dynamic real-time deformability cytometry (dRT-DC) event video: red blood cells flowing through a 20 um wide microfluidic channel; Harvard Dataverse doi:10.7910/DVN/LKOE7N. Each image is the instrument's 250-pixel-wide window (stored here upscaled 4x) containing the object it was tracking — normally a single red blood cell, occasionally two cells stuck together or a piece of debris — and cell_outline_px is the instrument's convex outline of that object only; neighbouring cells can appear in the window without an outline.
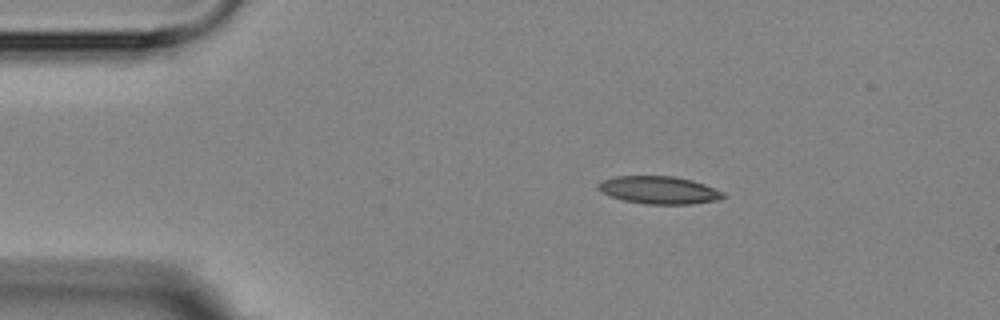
{"species": "Egyptian fruit bat (a non-hibernating species)", "species_latin": "Rousettus aegyptiacus", "temperature_condition": "room temperature", "stored_images_in_passage": 5, "camera_frame_rate_fps": 3000, "um_per_image_px": 0.085, "animal": {"sex": "female"}, "frame": {"image": 1, "passage_image": 2, "time_ms": 1.333, "image_size_px": [1000, 320], "cell_outline_px": [[724, 196], [720, 200], [688, 204], [644, 204], [624, 200], [600, 192], [596, 188], [604, 180], [616, 176], [672, 176], [692, 180], [704, 184], [724, 192]], "centroid_in_image_um": [56.03, 16.16], "position_along_channel_um": 29.0, "area_um2": 20.0}}
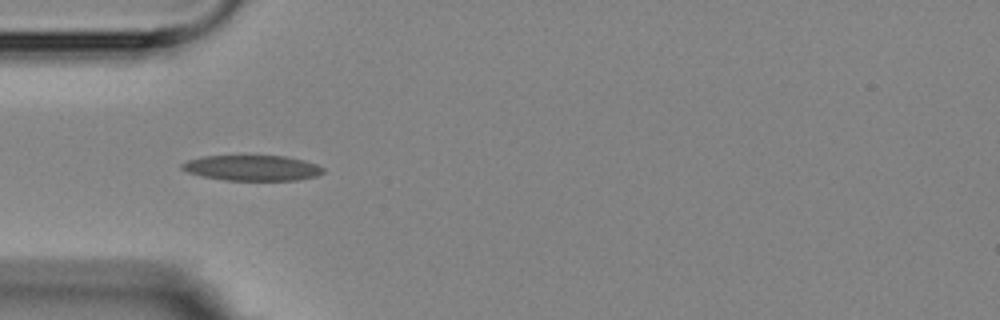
{"frame": {"image": 2, "passage_image": 4, "time_ms": 3.667, "image_size_px": [1000, 320], "cell_outline_px": [[324, 172], [316, 176], [296, 180], [224, 180], [200, 176], [188, 172], [180, 168], [180, 164], [188, 160], [204, 156], [284, 156], [304, 160], [316, 164], [324, 168]], "centroid_in_image_um": [21.42, 14.27], "position_along_channel_um": 63.6, "area_um2": 20.92}}
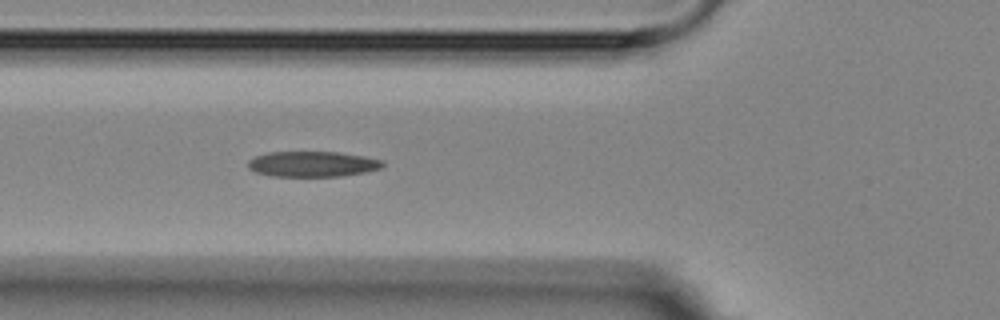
{"frame": {"image": 3, "passage_image": 5, "time_ms": 4.667, "image_size_px": [1000, 320], "cell_outline_px": [[384, 164], [380, 168], [364, 172], [340, 176], [272, 176], [256, 172], [248, 168], [248, 160], [256, 156], [268, 152], [340, 152], [364, 156], [384, 160]], "centroid_in_image_um": [26.56, 13.94], "position_along_channel_um": 99.2, "area_um2": 19.94}}